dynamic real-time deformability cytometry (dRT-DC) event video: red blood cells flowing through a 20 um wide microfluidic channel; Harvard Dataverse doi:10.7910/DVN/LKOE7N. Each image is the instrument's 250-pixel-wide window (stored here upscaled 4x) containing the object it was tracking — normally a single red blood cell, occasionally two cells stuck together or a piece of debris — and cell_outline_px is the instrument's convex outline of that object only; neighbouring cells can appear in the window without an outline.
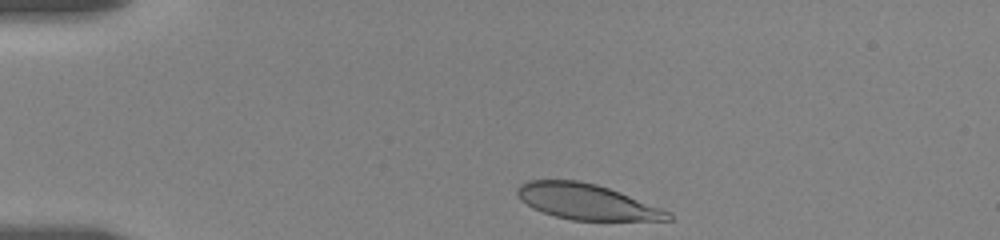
{"species": "human", "species_latin": "Homo sapiens", "temperature_condition": "room temperature", "stored_images_in_passage": 26, "camera_frame_rate_fps": 3000, "um_per_image_px": 0.085, "donor": {"sex": "female"}, "frame": {"image": 1, "passage_image": 1, "time_ms": 0.0, "image_size_px": [1000, 240], "cell_outline_px": [[672, 220], [572, 220], [556, 216], [532, 208], [520, 200], [516, 196], [516, 188], [520, 184], [528, 180], [580, 180], [596, 184], [620, 192], [660, 208], [668, 212], [672, 216]], "centroid_in_image_um": [49.79, 17.13], "position_along_channel_um": 35.2, "area_um2": 31.04}}
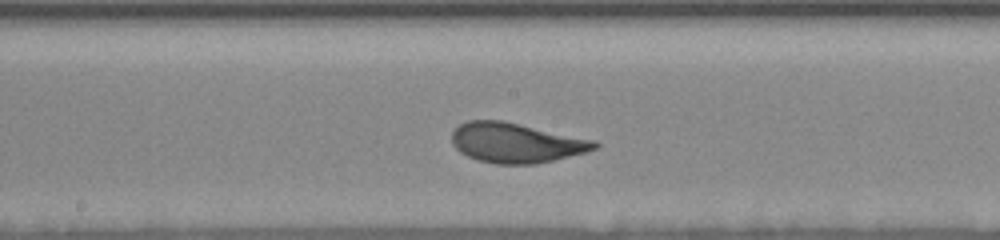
{"frame": {"image": 2, "passage_image": 14, "time_ms": 6.333, "image_size_px": [1000, 240], "cell_outline_px": [[600, 144], [596, 148], [588, 152], [536, 164], [496, 164], [480, 160], [468, 156], [460, 152], [452, 144], [452, 132], [460, 124], [468, 120], [504, 120], [596, 140]], "centroid_in_image_um": [43.89, 12.13], "position_along_channel_um": 204.3, "area_um2": 33.35}}
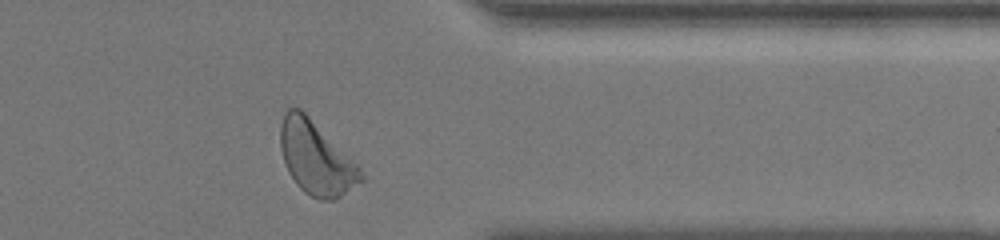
{"frame": {"image": 3, "passage_image": 25, "time_ms": 11.667, "image_size_px": [1000, 240], "cell_outline_px": [[364, 180], [336, 200], [320, 200], [304, 192], [296, 184], [288, 172], [280, 148], [280, 124], [284, 112], [288, 108], [300, 108], [360, 164], [364, 176]], "centroid_in_image_um": [26.9, 13.44], "position_along_channel_um": 384.5, "area_um2": 34.8}, "authors_computed_cell_mechanics": {"area_um2": 32.8593, "velocity_mm_per_s": 3.5023, "shape_relaxation_time_tau1_ms": 2.9154, "shape_relaxation_time_tau2_ms": null, "deformation_change_tau1": 0.1278, "deformation_change_tau2": null}}